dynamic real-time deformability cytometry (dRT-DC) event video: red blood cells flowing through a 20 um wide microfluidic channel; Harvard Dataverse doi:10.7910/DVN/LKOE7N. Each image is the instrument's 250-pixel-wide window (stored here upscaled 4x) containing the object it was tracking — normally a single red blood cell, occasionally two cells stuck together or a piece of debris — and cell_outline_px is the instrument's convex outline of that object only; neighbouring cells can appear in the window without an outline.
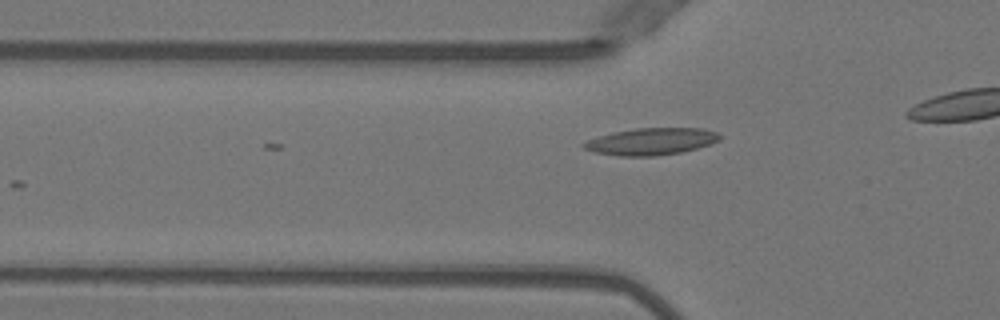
{"species": "Egyptian fruit bat (a non-hibernating species)", "species_latin": "Rousettus aegyptiacus", "temperature_condition": "warm", "stored_images_in_passage": 8, "camera_frame_rate_fps": 3000, "um_per_image_px": 0.085, "animal": {"sex": "female"}, "frame": {"image": 1, "passage_image": 3, "time_ms": 0.667, "image_size_px": [1000, 320], "cell_outline_px": [[720, 140], [696, 148], [680, 152], [652, 156], [620, 156], [596, 152], [584, 148], [580, 144], [588, 140], [612, 132], [636, 128], [704, 128], [716, 132], [720, 136]], "centroid_in_image_um": [55.34, 12.01], "position_along_channel_um": 70.5, "area_um2": 21.1}}